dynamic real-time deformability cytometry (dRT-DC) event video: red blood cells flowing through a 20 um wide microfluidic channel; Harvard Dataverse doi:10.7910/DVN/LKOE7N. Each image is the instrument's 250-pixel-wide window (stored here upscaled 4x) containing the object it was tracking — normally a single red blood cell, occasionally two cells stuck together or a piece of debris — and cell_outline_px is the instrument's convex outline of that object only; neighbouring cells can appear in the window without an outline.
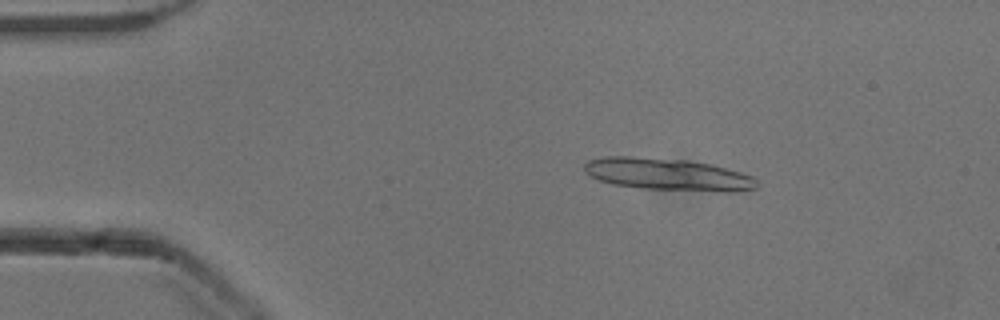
{"species": "common noctule bat (a hibernating species)", "species_latin": "Nyctalus noctula", "temperature_condition": "cold", "stored_images_in_passage": 52, "segment_of_instrument_passage": [1, 2], "camera_frame_rate_fps": 3000, "um_per_image_px": 0.085, "animal": {"sex": "male", "body_mass_g": 13.3}, "frame": {"image": 1, "passage_image": 8, "time_ms": 2.333, "image_size_px": [1000, 320], "cell_outline_px": [[760, 184], [756, 188], [740, 192], [720, 192], [644, 188], [612, 184], [600, 180], [584, 172], [584, 164], [588, 160], [604, 156], [632, 156], [684, 160], [708, 164], [740, 172], [752, 176], [760, 180]], "centroid_in_image_um": [56.8, 14.83], "position_along_channel_um": 28.2, "area_um2": 32.37}}